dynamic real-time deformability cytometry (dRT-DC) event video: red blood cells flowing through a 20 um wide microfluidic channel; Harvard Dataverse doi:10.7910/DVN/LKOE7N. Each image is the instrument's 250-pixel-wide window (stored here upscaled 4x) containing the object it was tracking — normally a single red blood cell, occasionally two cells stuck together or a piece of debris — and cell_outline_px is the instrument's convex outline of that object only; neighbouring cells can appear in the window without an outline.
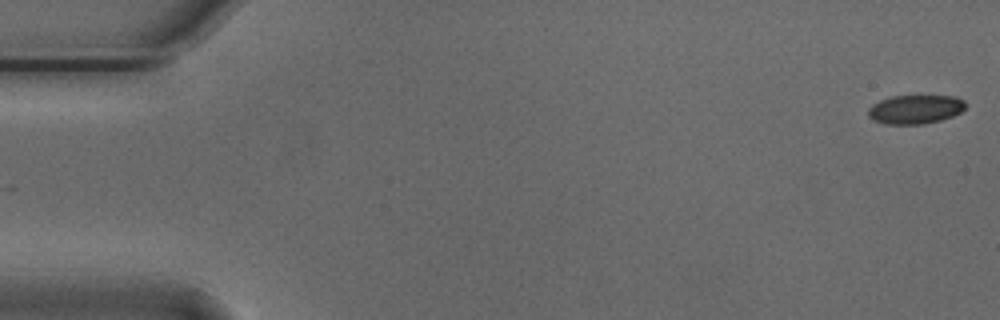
{"species": "Egyptian fruit bat (a non-hibernating species)", "species_latin": "Rousettus aegyptiacus", "temperature_condition": "cold", "stored_images_in_passage": 21, "camera_frame_rate_fps": 3000, "um_per_image_px": 0.085, "animal": {"sex": "male"}, "frame": {"image": 1, "passage_image": 1, "time_ms": 0.0, "image_size_px": [1000, 320], "cell_outline_px": [[964, 108], [960, 112], [952, 116], [940, 120], [924, 124], [884, 124], [872, 120], [868, 116], [868, 108], [872, 104], [880, 100], [892, 96], [952, 96], [964, 100]], "centroid_in_image_um": [77.75, 9.3], "position_along_channel_um": 7.3, "area_um2": 16.36}}
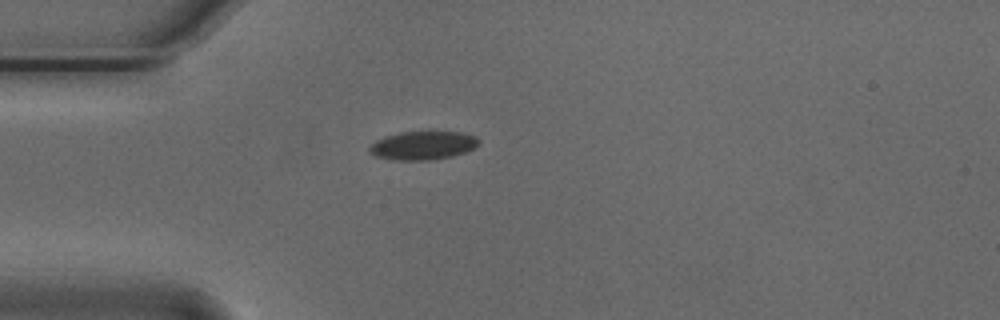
{"frame": {"image": 2, "passage_image": 15, "time_ms": 4.667, "image_size_px": [1000, 320], "cell_outline_px": [[480, 140], [472, 148], [464, 152], [452, 156], [432, 160], [392, 160], [376, 156], [368, 152], [368, 148], [376, 140], [384, 136], [400, 132], [428, 128], [460, 132], [476, 136]], "centroid_in_image_um": [35.92, 12.31], "position_along_channel_um": 49.1, "area_um2": 18.96}}
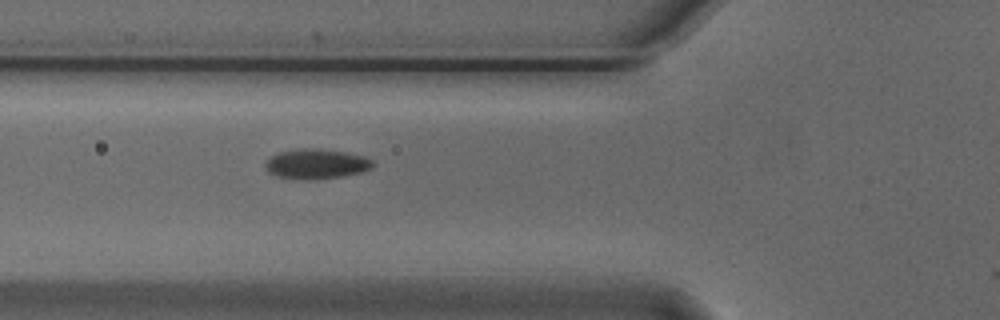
{"frame": {"image": 3, "passage_image": 20, "time_ms": 6.333, "image_size_px": [1000, 320], "cell_outline_px": [[376, 164], [372, 168], [364, 172], [316, 180], [300, 180], [276, 176], [268, 172], [264, 168], [264, 164], [272, 156], [280, 152], [304, 148], [312, 148], [348, 152], [364, 156], [372, 160]], "centroid_in_image_um": [26.91, 13.95], "position_along_channel_um": 98.9, "area_um2": 18.96}}